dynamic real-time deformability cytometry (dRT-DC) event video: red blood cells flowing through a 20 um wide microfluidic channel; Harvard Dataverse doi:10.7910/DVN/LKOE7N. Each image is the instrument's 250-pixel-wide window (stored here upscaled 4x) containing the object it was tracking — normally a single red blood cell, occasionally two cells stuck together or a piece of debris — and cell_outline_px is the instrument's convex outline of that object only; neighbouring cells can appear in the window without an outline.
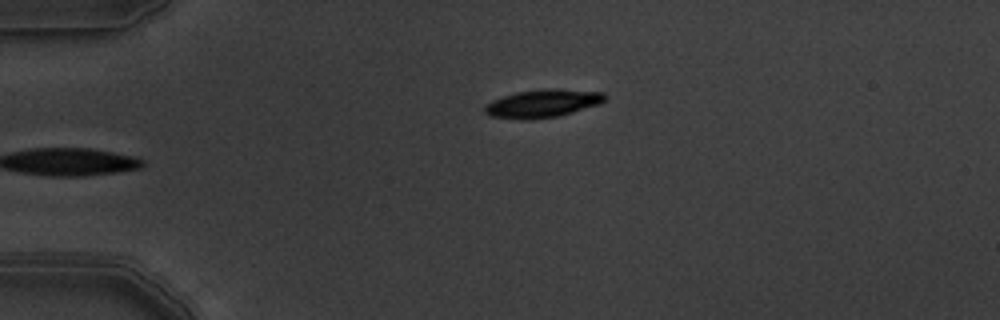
{"species": "common noctule bat (a hibernating species)", "species_latin": "Nyctalus noctula", "temperature_condition": "warm", "stored_images_in_passage": 5, "camera_frame_rate_fps": 3000, "um_per_image_px": 0.085, "animal": {"sex": "male", "body_mass_g": 19.5, "forearm_length_mm": 54.6}, "frame": {"image": 1, "passage_image": 5, "time_ms": 1.333, "image_size_px": [1000, 320], "cell_outline_px": [[608, 96], [600, 104], [560, 116], [528, 120], [488, 116], [484, 112], [484, 108], [492, 100], [516, 92], [552, 88], [604, 92]], "centroid_in_image_um": [46.15, 8.8], "position_along_channel_um": 38.8, "area_um2": 19.65}}